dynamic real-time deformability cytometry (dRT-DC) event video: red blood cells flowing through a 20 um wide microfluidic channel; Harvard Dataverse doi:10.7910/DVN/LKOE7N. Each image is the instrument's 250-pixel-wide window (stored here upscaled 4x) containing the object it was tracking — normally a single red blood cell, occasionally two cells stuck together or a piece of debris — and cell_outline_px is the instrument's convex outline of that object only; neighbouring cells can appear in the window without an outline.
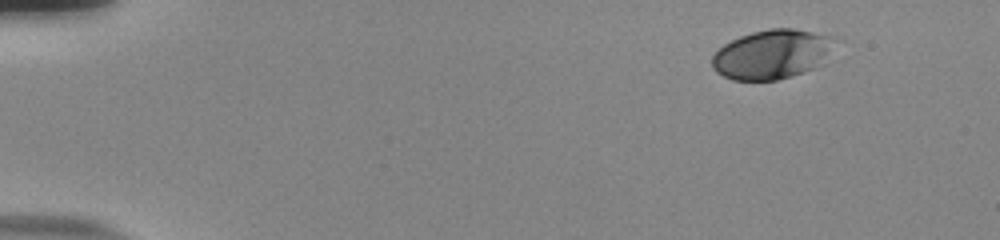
{"species": "human", "species_latin": "Homo sapiens", "temperature_condition": "room temperature", "stored_images_in_passage": 49, "camera_frame_rate_fps": 3000, "um_per_image_px": 0.085, "donor": {"sex": "male"}, "frame": {"image": 1, "passage_image": 1, "time_ms": 0.0, "image_size_px": [1000, 240], "cell_outline_px": [[828, 36], [812, 68], [776, 80], [732, 80], [716, 72], [712, 64], [712, 56], [724, 44], [740, 36], [752, 32], [772, 28], [792, 28]], "centroid_in_image_um": [65.32, 4.62], "position_along_channel_um": 19.7, "area_um2": 32.83}}
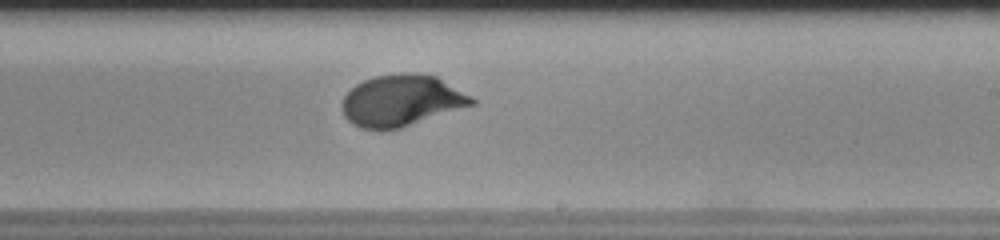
{"frame": {"image": 2, "passage_image": 29, "time_ms": 9.333, "image_size_px": [1000, 240], "cell_outline_px": [[476, 104], [400, 128], [360, 128], [352, 124], [344, 116], [340, 108], [340, 104], [344, 96], [356, 84], [364, 80], [376, 76], [404, 72], [412, 72], [436, 76], [472, 96], [476, 100]], "centroid_in_image_um": [34.12, 8.53], "position_along_channel_um": 254.9, "area_um2": 38.78}}
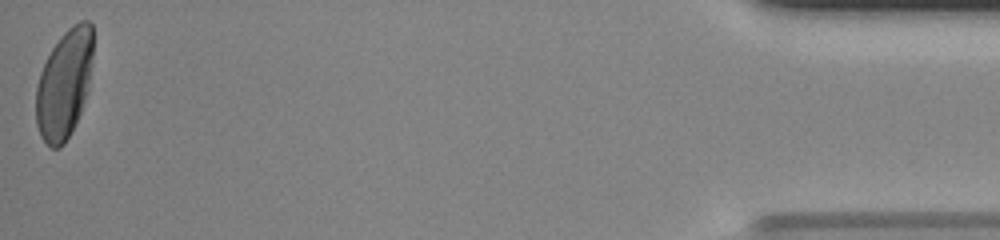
{"frame": {"image": 3, "passage_image": 49, "time_ms": 16.0, "image_size_px": [1000, 240], "cell_outline_px": [[92, 60], [88, 92], [80, 112], [64, 144], [60, 148], [52, 148], [40, 136], [36, 124], [36, 88], [40, 72], [52, 48], [60, 36], [72, 24], [80, 20], [88, 20], [92, 24]], "centroid_in_image_um": [5.46, 7.12], "position_along_channel_um": 429.7, "area_um2": 36.13}, "authors_computed_cell_mechanics": {"area_um2": 36.414, "velocity_mm_per_s": 3.8583, "shape_relaxation_time_tau1_ms": 2.949, "shape_relaxation_time_tau2_ms": null, "deformation_change_tau1": 0.1558, "deformation_change_tau2": null}}